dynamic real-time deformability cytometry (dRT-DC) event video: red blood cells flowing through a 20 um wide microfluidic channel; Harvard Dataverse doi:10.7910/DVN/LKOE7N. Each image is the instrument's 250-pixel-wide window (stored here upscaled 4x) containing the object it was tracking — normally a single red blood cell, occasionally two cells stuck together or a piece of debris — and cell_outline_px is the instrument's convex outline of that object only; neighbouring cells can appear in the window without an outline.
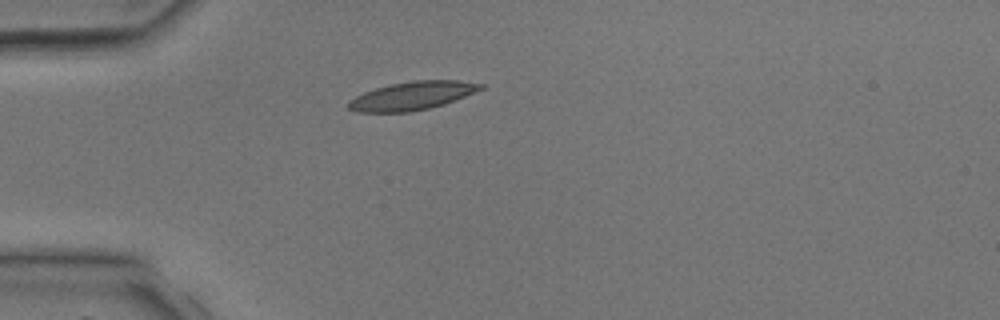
{"species": "common noctule bat (a hibernating species)", "species_latin": "Nyctalus noctula", "temperature_condition": "room temperature", "stored_images_in_passage": 1, "camera_frame_rate_fps": 3000, "um_per_image_px": 0.085, "animal": {"sex": "male", "body_mass_g": 17.9, "forearm_length_mm": 54.2}, "frame": {"image": 1, "passage_image": 1, "time_ms": 0.0, "image_size_px": [1000, 320], "cell_outline_px": [[484, 88], [444, 104], [428, 108], [408, 112], [356, 112], [348, 108], [348, 100], [364, 92], [376, 88], [392, 84], [412, 80], [460, 80], [484, 84]], "centroid_in_image_um": [35.02, 8.13], "position_along_channel_um": 50.0, "area_um2": 21.68}}